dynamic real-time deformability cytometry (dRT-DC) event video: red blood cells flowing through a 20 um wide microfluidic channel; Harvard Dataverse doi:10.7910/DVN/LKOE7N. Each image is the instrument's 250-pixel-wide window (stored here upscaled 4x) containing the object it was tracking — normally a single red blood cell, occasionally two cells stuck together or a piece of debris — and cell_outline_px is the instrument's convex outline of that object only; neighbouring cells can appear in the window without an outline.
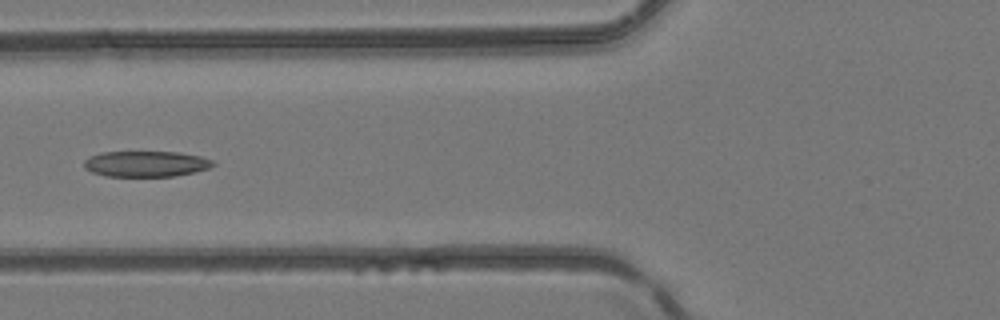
{"species": "common noctule bat (a hibernating species)", "species_latin": "Nyctalus noctula", "temperature_condition": "room temperature", "stored_images_in_passage": 5, "camera_frame_rate_fps": 3000, "um_per_image_px": 0.085, "animal": {"sex": "female", "body_mass_g": 24.6, "forearm_length_mm": 56.2}, "frame": {"image": 1, "passage_image": 5, "time_ms": 1.333, "image_size_px": [1000, 320], "cell_outline_px": [[216, 164], [208, 168], [192, 172], [172, 176], [104, 176], [92, 172], [84, 168], [84, 160], [88, 156], [100, 152], [180, 152], [200, 156], [212, 160]], "centroid_in_image_um": [12.36, 13.92], "position_along_channel_um": 113.4, "area_um2": 19.36}}